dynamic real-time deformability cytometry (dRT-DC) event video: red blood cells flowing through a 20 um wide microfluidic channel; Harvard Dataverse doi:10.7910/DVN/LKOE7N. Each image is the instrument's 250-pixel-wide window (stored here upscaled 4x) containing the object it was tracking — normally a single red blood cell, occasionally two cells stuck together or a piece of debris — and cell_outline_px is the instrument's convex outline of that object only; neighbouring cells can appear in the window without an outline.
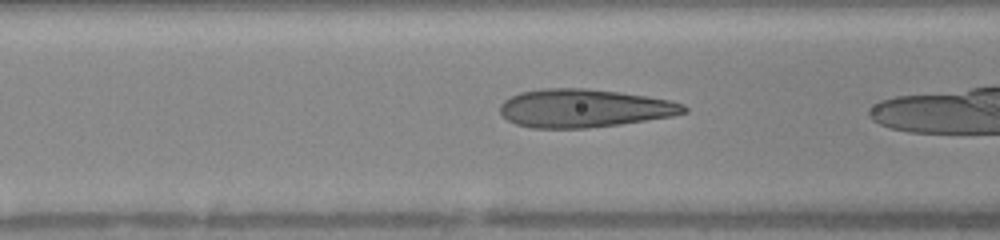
{"species": "human", "species_latin": "Homo sapiens", "temperature_condition": "warm", "stored_images_in_passage": 29, "camera_frame_rate_fps": 3000, "um_per_image_px": 0.085, "donor": {"sex": "female"}, "frame": {"image": 1, "passage_image": 10, "time_ms": 3.0, "image_size_px": [1000, 240], "cell_outline_px": [[688, 112], [672, 116], [620, 124], [588, 128], [532, 128], [516, 124], [508, 120], [500, 112], [500, 104], [504, 100], [520, 92], [540, 88], [584, 88], [616, 92], [644, 96], [668, 100], [684, 104], [688, 108]], "centroid_in_image_um": [49.63, 9.2], "position_along_channel_um": 117.0, "area_um2": 40.81}}
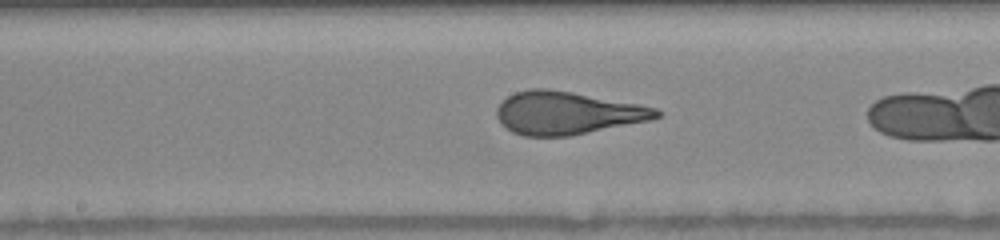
{"frame": {"image": 2, "passage_image": 16, "time_ms": 5.0, "image_size_px": [1000, 240], "cell_outline_px": [[660, 116], [652, 120], [572, 136], [524, 136], [512, 132], [500, 124], [496, 116], [496, 108], [508, 96], [516, 92], [532, 88], [548, 88], [572, 92], [640, 104], [656, 108], [660, 112]], "centroid_in_image_um": [48.21, 9.61], "position_along_channel_um": 200.0, "area_um2": 40.11}}
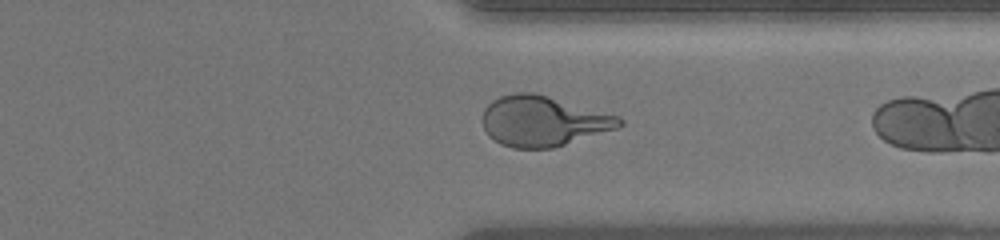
{"frame": {"image": 3, "passage_image": 28, "time_ms": 9.0, "image_size_px": [1000, 240], "cell_outline_px": [[624, 124], [616, 128], [552, 148], [512, 148], [500, 144], [488, 136], [484, 128], [484, 108], [492, 100], [500, 96], [516, 92], [532, 92], [620, 116], [624, 120]], "centroid_in_image_um": [46.14, 10.29], "position_along_channel_um": 365.3, "area_um2": 39.77}}